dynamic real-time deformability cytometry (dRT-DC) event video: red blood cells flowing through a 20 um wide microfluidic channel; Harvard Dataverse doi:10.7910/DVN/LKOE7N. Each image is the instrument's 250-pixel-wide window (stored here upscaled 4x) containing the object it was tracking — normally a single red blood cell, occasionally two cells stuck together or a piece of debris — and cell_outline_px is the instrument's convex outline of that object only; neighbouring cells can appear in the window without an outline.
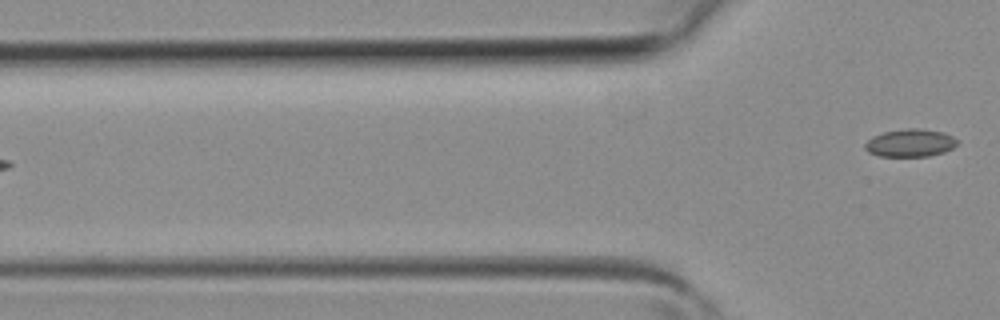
{"species": "common noctule bat (a hibernating species)", "species_latin": "Nyctalus noctula", "temperature_condition": "room temperature", "stored_images_in_passage": 4, "camera_frame_rate_fps": 3000, "um_per_image_px": 0.085, "animal": {"sex": "female", "body_mass_g": 19.3, "forearm_length_mm": 54.1}, "frame": {"image": 1, "passage_image": 4, "time_ms": 1.0, "image_size_px": [1000, 320], "cell_outline_px": [[956, 144], [952, 148], [944, 152], [928, 156], [880, 156], [868, 152], [864, 148], [864, 144], [872, 136], [884, 132], [904, 128], [920, 128], [944, 132], [952, 136], [956, 140]], "centroid_in_image_um": [77.34, 12.14], "position_along_channel_um": 48.5, "area_um2": 14.91}}